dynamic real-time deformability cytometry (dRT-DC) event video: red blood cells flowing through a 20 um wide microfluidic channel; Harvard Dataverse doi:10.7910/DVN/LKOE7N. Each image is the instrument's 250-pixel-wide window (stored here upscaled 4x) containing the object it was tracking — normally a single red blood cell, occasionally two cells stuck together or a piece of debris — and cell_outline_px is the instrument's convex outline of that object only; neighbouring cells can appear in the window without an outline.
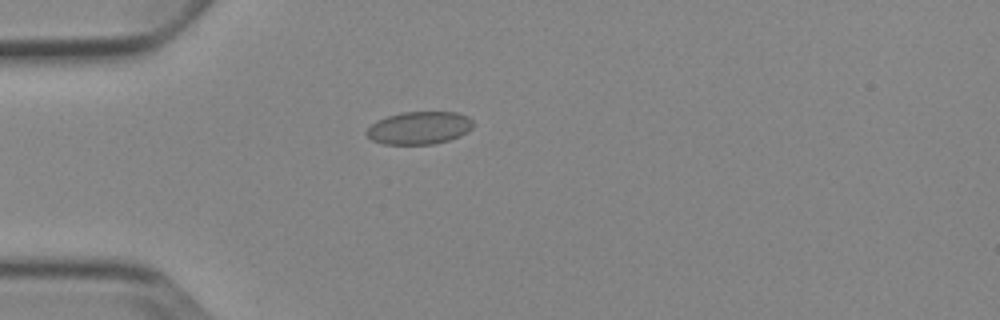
{"species": "Egyptian fruit bat (a non-hibernating species)", "species_latin": "Rousettus aegyptiacus", "temperature_condition": "cold", "stored_images_in_passage": 1, "camera_frame_rate_fps": 3000, "um_per_image_px": 0.085, "animal": {"sex": "female"}, "frame": {"image": 1, "passage_image": 1, "time_ms": 0.0, "image_size_px": [1000, 320], "cell_outline_px": [[472, 128], [468, 132], [460, 136], [436, 144], [384, 144], [372, 140], [364, 132], [376, 120], [388, 116], [404, 112], [456, 112], [468, 116], [472, 120]], "centroid_in_image_um": [35.64, 10.87], "position_along_channel_um": 49.4, "area_um2": 20.35}}